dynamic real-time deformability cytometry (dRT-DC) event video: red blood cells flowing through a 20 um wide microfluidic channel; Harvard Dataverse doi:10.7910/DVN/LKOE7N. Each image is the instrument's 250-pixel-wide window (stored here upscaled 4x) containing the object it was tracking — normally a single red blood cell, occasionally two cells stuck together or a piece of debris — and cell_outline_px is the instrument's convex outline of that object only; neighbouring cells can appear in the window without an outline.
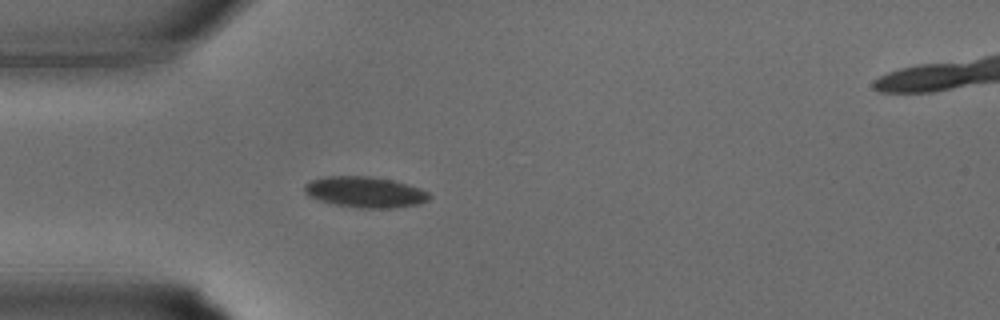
{"species": "common noctule bat (a hibernating species)", "species_latin": "Nyctalus noctula", "temperature_condition": "warm", "stored_images_in_passage": 25, "camera_frame_rate_fps": 3000, "um_per_image_px": 0.085, "animal": {"sex": "male", "body_mass_g": 15.6}, "frame": {"image": 1, "passage_image": 1, "time_ms": 0.0, "image_size_px": [1000, 320], "cell_outline_px": [[432, 196], [428, 200], [420, 204], [392, 208], [360, 208], [336, 204], [320, 200], [308, 196], [304, 192], [304, 184], [308, 180], [324, 176], [368, 176], [392, 180], [408, 184], [420, 188], [428, 192]], "centroid_in_image_um": [31.02, 16.32], "position_along_channel_um": 54.0, "area_um2": 22.6}}
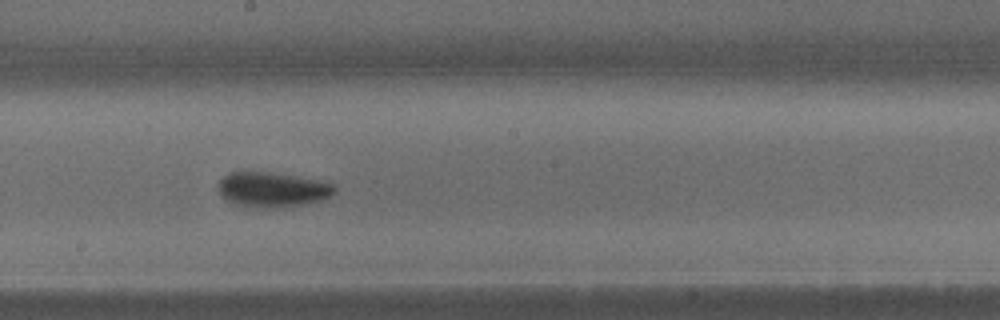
{"frame": {"image": 2, "passage_image": 10, "time_ms": 3.0, "image_size_px": [1000, 320], "cell_outline_px": [[336, 192], [332, 196], [324, 200], [276, 208], [256, 208], [236, 204], [228, 200], [216, 188], [216, 184], [228, 172], [268, 172], [296, 176], [320, 180], [332, 184], [336, 188]], "centroid_in_image_um": [23.16, 16.11], "position_along_channel_um": 225.0, "area_um2": 23.76}}
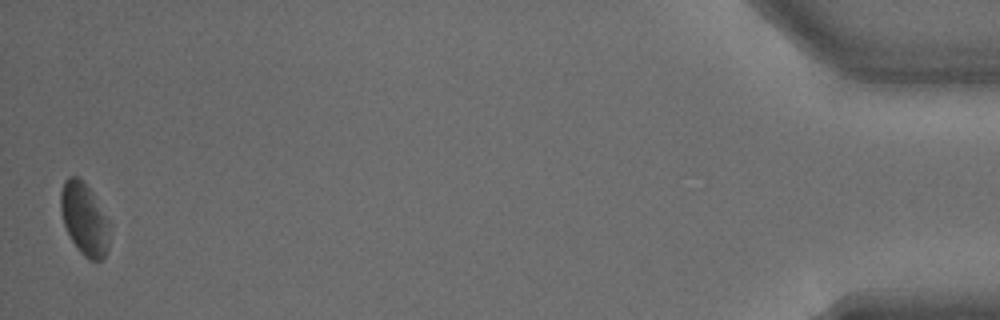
{"frame": {"image": 3, "passage_image": 25, "time_ms": 8.0, "image_size_px": [1000, 320], "cell_outline_px": [[112, 232], [108, 248], [104, 256], [100, 260], [92, 260], [84, 256], [80, 252], [72, 240], [64, 224], [60, 208], [60, 192], [64, 180], [68, 176], [76, 176], [92, 192], [112, 224]], "centroid_in_image_um": [7.21, 18.62], "position_along_channel_um": 428.0, "area_um2": 20.81}}